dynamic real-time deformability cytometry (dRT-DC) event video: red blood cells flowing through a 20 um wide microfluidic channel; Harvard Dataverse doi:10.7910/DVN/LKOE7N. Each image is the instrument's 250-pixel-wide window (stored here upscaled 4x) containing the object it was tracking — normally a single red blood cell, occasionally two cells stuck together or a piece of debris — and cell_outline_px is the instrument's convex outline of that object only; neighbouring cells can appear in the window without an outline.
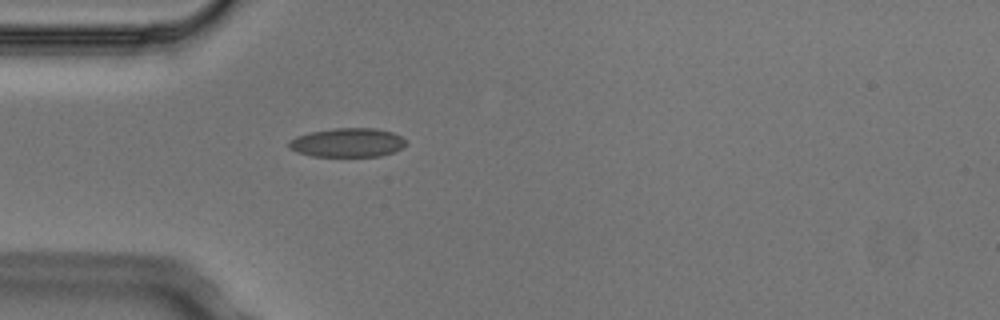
{"species": "Egyptian fruit bat (a non-hibernating species)", "species_latin": "Rousettus aegyptiacus", "temperature_condition": "cold", "stored_images_in_passage": 3, "camera_frame_rate_fps": 3000, "um_per_image_px": 0.085, "animal": {"sex": "male"}, "frame": {"image": 1, "passage_image": 3, "time_ms": 0.667, "image_size_px": [1000, 320], "cell_outline_px": [[408, 144], [404, 148], [396, 152], [380, 156], [312, 156], [296, 152], [288, 148], [288, 140], [296, 136], [312, 132], [336, 128], [376, 128], [392, 132], [408, 140]], "centroid_in_image_um": [29.58, 12.13], "position_along_channel_um": 55.4, "area_um2": 20.06}}